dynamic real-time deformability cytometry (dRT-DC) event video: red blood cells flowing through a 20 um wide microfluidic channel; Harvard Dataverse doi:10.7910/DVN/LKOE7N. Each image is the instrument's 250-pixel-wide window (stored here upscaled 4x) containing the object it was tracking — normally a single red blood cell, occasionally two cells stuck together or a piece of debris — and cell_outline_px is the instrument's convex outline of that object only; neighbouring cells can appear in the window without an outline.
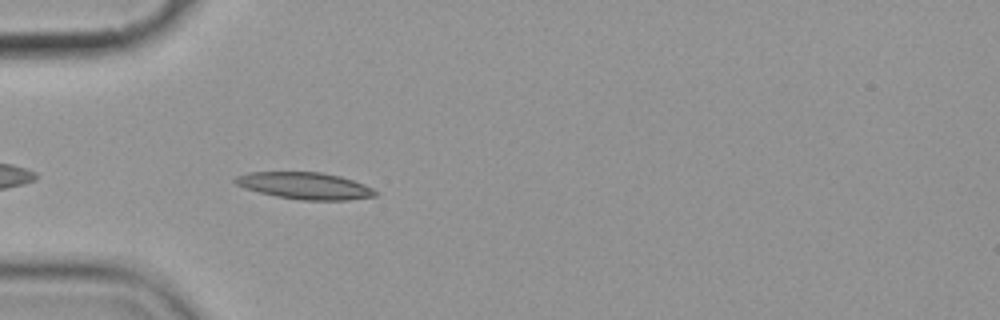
{"species": "common noctule bat (a hibernating species)", "species_latin": "Nyctalus noctula", "temperature_condition": "cold", "stored_images_in_passage": 4, "camera_frame_rate_fps": 3000, "um_per_image_px": 0.085, "animal": {"sex": "female", "body_mass_g": 19.9}, "frame": {"image": 1, "passage_image": 4, "time_ms": 3.667, "image_size_px": [1000, 320], "cell_outline_px": [[376, 196], [348, 200], [300, 200], [276, 196], [244, 188], [236, 184], [232, 180], [236, 176], [248, 172], [320, 172], [340, 176], [364, 184], [372, 188], [376, 192]], "centroid_in_image_um": [25.89, 15.79], "position_along_channel_um": 59.1, "area_um2": 21.85}}